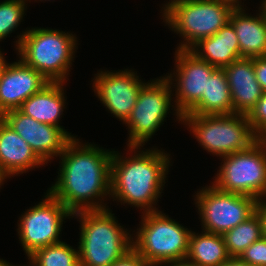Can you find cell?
<instances>
[{
	"mask_svg": "<svg viewBox=\"0 0 266 266\" xmlns=\"http://www.w3.org/2000/svg\"><path fill=\"white\" fill-rule=\"evenodd\" d=\"M72 138L59 155V171L48 192L72 214L82 210L109 208L113 149L82 143ZM107 205V206H106Z\"/></svg>",
	"mask_w": 266,
	"mask_h": 266,
	"instance_id": "6da1fadb",
	"label": "cell"
},
{
	"mask_svg": "<svg viewBox=\"0 0 266 266\" xmlns=\"http://www.w3.org/2000/svg\"><path fill=\"white\" fill-rule=\"evenodd\" d=\"M127 148L129 156L113 149L110 199L123 206L137 207L141 212L143 210L142 213L159 210L156 205L172 166L171 154L157 147L146 150L140 146Z\"/></svg>",
	"mask_w": 266,
	"mask_h": 266,
	"instance_id": "7a4b0ae2",
	"label": "cell"
},
{
	"mask_svg": "<svg viewBox=\"0 0 266 266\" xmlns=\"http://www.w3.org/2000/svg\"><path fill=\"white\" fill-rule=\"evenodd\" d=\"M26 29L15 37L18 57L48 81L66 83L78 49L76 34L47 27Z\"/></svg>",
	"mask_w": 266,
	"mask_h": 266,
	"instance_id": "3957f363",
	"label": "cell"
},
{
	"mask_svg": "<svg viewBox=\"0 0 266 266\" xmlns=\"http://www.w3.org/2000/svg\"><path fill=\"white\" fill-rule=\"evenodd\" d=\"M114 215L111 208L73 213L80 223V266H111L133 247L131 230Z\"/></svg>",
	"mask_w": 266,
	"mask_h": 266,
	"instance_id": "277c9868",
	"label": "cell"
},
{
	"mask_svg": "<svg viewBox=\"0 0 266 266\" xmlns=\"http://www.w3.org/2000/svg\"><path fill=\"white\" fill-rule=\"evenodd\" d=\"M162 7L163 22L182 37L175 49L190 50L213 36L230 20L234 6L220 0H169Z\"/></svg>",
	"mask_w": 266,
	"mask_h": 266,
	"instance_id": "5b68a950",
	"label": "cell"
},
{
	"mask_svg": "<svg viewBox=\"0 0 266 266\" xmlns=\"http://www.w3.org/2000/svg\"><path fill=\"white\" fill-rule=\"evenodd\" d=\"M138 226L133 248L149 264L186 260L192 230L160 210L142 213Z\"/></svg>",
	"mask_w": 266,
	"mask_h": 266,
	"instance_id": "8992f818",
	"label": "cell"
},
{
	"mask_svg": "<svg viewBox=\"0 0 266 266\" xmlns=\"http://www.w3.org/2000/svg\"><path fill=\"white\" fill-rule=\"evenodd\" d=\"M181 124L189 128L203 150L219 158L246 150L259 139L243 114H183Z\"/></svg>",
	"mask_w": 266,
	"mask_h": 266,
	"instance_id": "52a82bcc",
	"label": "cell"
},
{
	"mask_svg": "<svg viewBox=\"0 0 266 266\" xmlns=\"http://www.w3.org/2000/svg\"><path fill=\"white\" fill-rule=\"evenodd\" d=\"M220 159L221 165L211 183L213 186L258 201L266 198V139L259 138L246 150Z\"/></svg>",
	"mask_w": 266,
	"mask_h": 266,
	"instance_id": "ba28073f",
	"label": "cell"
},
{
	"mask_svg": "<svg viewBox=\"0 0 266 266\" xmlns=\"http://www.w3.org/2000/svg\"><path fill=\"white\" fill-rule=\"evenodd\" d=\"M172 97L170 82L164 76L150 79L142 86L130 116L123 123L128 128L127 147L145 146L164 124L165 118L171 113L170 107L175 111L178 123H181L182 115L177 111Z\"/></svg>",
	"mask_w": 266,
	"mask_h": 266,
	"instance_id": "9c48e42d",
	"label": "cell"
},
{
	"mask_svg": "<svg viewBox=\"0 0 266 266\" xmlns=\"http://www.w3.org/2000/svg\"><path fill=\"white\" fill-rule=\"evenodd\" d=\"M198 190L194 204L202 231L223 235L255 213L258 200L251 196L221 191L210 184Z\"/></svg>",
	"mask_w": 266,
	"mask_h": 266,
	"instance_id": "30bf717a",
	"label": "cell"
},
{
	"mask_svg": "<svg viewBox=\"0 0 266 266\" xmlns=\"http://www.w3.org/2000/svg\"><path fill=\"white\" fill-rule=\"evenodd\" d=\"M72 213L48 191L44 198L35 206L24 211L17 228L19 243L30 256L35 250L61 242V231L66 218H72Z\"/></svg>",
	"mask_w": 266,
	"mask_h": 266,
	"instance_id": "8fae6325",
	"label": "cell"
},
{
	"mask_svg": "<svg viewBox=\"0 0 266 266\" xmlns=\"http://www.w3.org/2000/svg\"><path fill=\"white\" fill-rule=\"evenodd\" d=\"M174 71L164 77L170 82L177 111L186 114L206 92L207 78L217 69L190 50L177 49ZM175 91V92H174Z\"/></svg>",
	"mask_w": 266,
	"mask_h": 266,
	"instance_id": "7c38bea8",
	"label": "cell"
},
{
	"mask_svg": "<svg viewBox=\"0 0 266 266\" xmlns=\"http://www.w3.org/2000/svg\"><path fill=\"white\" fill-rule=\"evenodd\" d=\"M134 69L100 70L94 74L92 90L113 117L124 123L134 108L142 81Z\"/></svg>",
	"mask_w": 266,
	"mask_h": 266,
	"instance_id": "4fadbf2b",
	"label": "cell"
},
{
	"mask_svg": "<svg viewBox=\"0 0 266 266\" xmlns=\"http://www.w3.org/2000/svg\"><path fill=\"white\" fill-rule=\"evenodd\" d=\"M1 118L31 146L46 165L59 157L71 140L60 127L39 123L19 109L7 111Z\"/></svg>",
	"mask_w": 266,
	"mask_h": 266,
	"instance_id": "5bb4252c",
	"label": "cell"
},
{
	"mask_svg": "<svg viewBox=\"0 0 266 266\" xmlns=\"http://www.w3.org/2000/svg\"><path fill=\"white\" fill-rule=\"evenodd\" d=\"M17 61L9 63L0 80V117L7 111L19 109L24 101L50 83L20 58Z\"/></svg>",
	"mask_w": 266,
	"mask_h": 266,
	"instance_id": "9a60e30c",
	"label": "cell"
},
{
	"mask_svg": "<svg viewBox=\"0 0 266 266\" xmlns=\"http://www.w3.org/2000/svg\"><path fill=\"white\" fill-rule=\"evenodd\" d=\"M223 69L230 88L233 113L248 115L263 94L256 80L254 58H240Z\"/></svg>",
	"mask_w": 266,
	"mask_h": 266,
	"instance_id": "2e32d148",
	"label": "cell"
},
{
	"mask_svg": "<svg viewBox=\"0 0 266 266\" xmlns=\"http://www.w3.org/2000/svg\"><path fill=\"white\" fill-rule=\"evenodd\" d=\"M45 165L31 146L0 117V169L10 179Z\"/></svg>",
	"mask_w": 266,
	"mask_h": 266,
	"instance_id": "e0dca14e",
	"label": "cell"
},
{
	"mask_svg": "<svg viewBox=\"0 0 266 266\" xmlns=\"http://www.w3.org/2000/svg\"><path fill=\"white\" fill-rule=\"evenodd\" d=\"M256 15L246 13L245 7L234 8L229 22L238 38L240 54L244 58L266 56V15L261 7Z\"/></svg>",
	"mask_w": 266,
	"mask_h": 266,
	"instance_id": "ac0fdd59",
	"label": "cell"
},
{
	"mask_svg": "<svg viewBox=\"0 0 266 266\" xmlns=\"http://www.w3.org/2000/svg\"><path fill=\"white\" fill-rule=\"evenodd\" d=\"M65 84L64 82H50L41 91L24 101L19 110L39 123L60 127L72 139L76 136L71 135L59 124L66 109Z\"/></svg>",
	"mask_w": 266,
	"mask_h": 266,
	"instance_id": "d6986e66",
	"label": "cell"
},
{
	"mask_svg": "<svg viewBox=\"0 0 266 266\" xmlns=\"http://www.w3.org/2000/svg\"><path fill=\"white\" fill-rule=\"evenodd\" d=\"M190 51L216 68H224L235 60L243 58L240 54L236 32L230 22L213 36L201 39Z\"/></svg>",
	"mask_w": 266,
	"mask_h": 266,
	"instance_id": "ffe728a7",
	"label": "cell"
},
{
	"mask_svg": "<svg viewBox=\"0 0 266 266\" xmlns=\"http://www.w3.org/2000/svg\"><path fill=\"white\" fill-rule=\"evenodd\" d=\"M186 114H233L230 88L223 68H217L207 78L206 92H203L201 99Z\"/></svg>",
	"mask_w": 266,
	"mask_h": 266,
	"instance_id": "44dd1931",
	"label": "cell"
},
{
	"mask_svg": "<svg viewBox=\"0 0 266 266\" xmlns=\"http://www.w3.org/2000/svg\"><path fill=\"white\" fill-rule=\"evenodd\" d=\"M230 258L223 235L205 231L191 232L185 260L187 264L190 266H222Z\"/></svg>",
	"mask_w": 266,
	"mask_h": 266,
	"instance_id": "7402d4cb",
	"label": "cell"
},
{
	"mask_svg": "<svg viewBox=\"0 0 266 266\" xmlns=\"http://www.w3.org/2000/svg\"><path fill=\"white\" fill-rule=\"evenodd\" d=\"M262 237V224L256 212L246 221L223 234L225 245L231 257H240L246 248Z\"/></svg>",
	"mask_w": 266,
	"mask_h": 266,
	"instance_id": "603a6c76",
	"label": "cell"
},
{
	"mask_svg": "<svg viewBox=\"0 0 266 266\" xmlns=\"http://www.w3.org/2000/svg\"><path fill=\"white\" fill-rule=\"evenodd\" d=\"M27 258L33 266H80L78 249L65 241L39 248Z\"/></svg>",
	"mask_w": 266,
	"mask_h": 266,
	"instance_id": "cb8c5ba5",
	"label": "cell"
},
{
	"mask_svg": "<svg viewBox=\"0 0 266 266\" xmlns=\"http://www.w3.org/2000/svg\"><path fill=\"white\" fill-rule=\"evenodd\" d=\"M27 2V0H4L0 2V42L17 30L26 15Z\"/></svg>",
	"mask_w": 266,
	"mask_h": 266,
	"instance_id": "d4e9b609",
	"label": "cell"
},
{
	"mask_svg": "<svg viewBox=\"0 0 266 266\" xmlns=\"http://www.w3.org/2000/svg\"><path fill=\"white\" fill-rule=\"evenodd\" d=\"M247 117L253 132L259 138H263L266 135V92H263L262 97Z\"/></svg>",
	"mask_w": 266,
	"mask_h": 266,
	"instance_id": "484cf974",
	"label": "cell"
},
{
	"mask_svg": "<svg viewBox=\"0 0 266 266\" xmlns=\"http://www.w3.org/2000/svg\"><path fill=\"white\" fill-rule=\"evenodd\" d=\"M239 258L250 266H266V238L251 244Z\"/></svg>",
	"mask_w": 266,
	"mask_h": 266,
	"instance_id": "4316f807",
	"label": "cell"
},
{
	"mask_svg": "<svg viewBox=\"0 0 266 266\" xmlns=\"http://www.w3.org/2000/svg\"><path fill=\"white\" fill-rule=\"evenodd\" d=\"M149 263L132 247L111 266H148Z\"/></svg>",
	"mask_w": 266,
	"mask_h": 266,
	"instance_id": "83f0119b",
	"label": "cell"
},
{
	"mask_svg": "<svg viewBox=\"0 0 266 266\" xmlns=\"http://www.w3.org/2000/svg\"><path fill=\"white\" fill-rule=\"evenodd\" d=\"M254 70L256 80L260 84L262 91L266 92V56L254 58Z\"/></svg>",
	"mask_w": 266,
	"mask_h": 266,
	"instance_id": "f1b7e54d",
	"label": "cell"
},
{
	"mask_svg": "<svg viewBox=\"0 0 266 266\" xmlns=\"http://www.w3.org/2000/svg\"><path fill=\"white\" fill-rule=\"evenodd\" d=\"M255 212L258 214L262 224V234L266 238V198L257 201Z\"/></svg>",
	"mask_w": 266,
	"mask_h": 266,
	"instance_id": "f546056e",
	"label": "cell"
},
{
	"mask_svg": "<svg viewBox=\"0 0 266 266\" xmlns=\"http://www.w3.org/2000/svg\"><path fill=\"white\" fill-rule=\"evenodd\" d=\"M222 266H250L246 262H243L239 257H231Z\"/></svg>",
	"mask_w": 266,
	"mask_h": 266,
	"instance_id": "4dcf8cb0",
	"label": "cell"
},
{
	"mask_svg": "<svg viewBox=\"0 0 266 266\" xmlns=\"http://www.w3.org/2000/svg\"><path fill=\"white\" fill-rule=\"evenodd\" d=\"M190 266L185 261L182 262H162V263H152L148 266Z\"/></svg>",
	"mask_w": 266,
	"mask_h": 266,
	"instance_id": "1f68e13d",
	"label": "cell"
},
{
	"mask_svg": "<svg viewBox=\"0 0 266 266\" xmlns=\"http://www.w3.org/2000/svg\"><path fill=\"white\" fill-rule=\"evenodd\" d=\"M1 50L2 49H0V80L4 74L5 69L9 65V63H7V61L5 59L6 57L4 56V53Z\"/></svg>",
	"mask_w": 266,
	"mask_h": 266,
	"instance_id": "d6a6232c",
	"label": "cell"
},
{
	"mask_svg": "<svg viewBox=\"0 0 266 266\" xmlns=\"http://www.w3.org/2000/svg\"><path fill=\"white\" fill-rule=\"evenodd\" d=\"M220 1L227 2V3L231 4V5H233L235 8L244 7V2H243V4H241L242 3L241 0H220Z\"/></svg>",
	"mask_w": 266,
	"mask_h": 266,
	"instance_id": "836d02e7",
	"label": "cell"
},
{
	"mask_svg": "<svg viewBox=\"0 0 266 266\" xmlns=\"http://www.w3.org/2000/svg\"><path fill=\"white\" fill-rule=\"evenodd\" d=\"M7 180H8V177L0 169V188L2 187V185H4V182Z\"/></svg>",
	"mask_w": 266,
	"mask_h": 266,
	"instance_id": "e575fe53",
	"label": "cell"
},
{
	"mask_svg": "<svg viewBox=\"0 0 266 266\" xmlns=\"http://www.w3.org/2000/svg\"><path fill=\"white\" fill-rule=\"evenodd\" d=\"M0 266H13V264H11V263L7 262L6 260L0 258Z\"/></svg>",
	"mask_w": 266,
	"mask_h": 266,
	"instance_id": "d590c367",
	"label": "cell"
},
{
	"mask_svg": "<svg viewBox=\"0 0 266 266\" xmlns=\"http://www.w3.org/2000/svg\"><path fill=\"white\" fill-rule=\"evenodd\" d=\"M260 3H262L260 7L263 9L266 15V0H262Z\"/></svg>",
	"mask_w": 266,
	"mask_h": 266,
	"instance_id": "8d00e7d4",
	"label": "cell"
},
{
	"mask_svg": "<svg viewBox=\"0 0 266 266\" xmlns=\"http://www.w3.org/2000/svg\"><path fill=\"white\" fill-rule=\"evenodd\" d=\"M28 263H29L28 266H33V265L30 263V261H29ZM13 266H18V265H13ZM19 266H21V265H19ZM22 266H27V265H25V264L23 265V264H22Z\"/></svg>",
	"mask_w": 266,
	"mask_h": 266,
	"instance_id": "74e56055",
	"label": "cell"
},
{
	"mask_svg": "<svg viewBox=\"0 0 266 266\" xmlns=\"http://www.w3.org/2000/svg\"><path fill=\"white\" fill-rule=\"evenodd\" d=\"M27 1H29V2H31V0H27ZM36 1H43L44 2V0H34V2H36ZM45 1H50V0H45Z\"/></svg>",
	"mask_w": 266,
	"mask_h": 266,
	"instance_id": "f35d334b",
	"label": "cell"
}]
</instances>
